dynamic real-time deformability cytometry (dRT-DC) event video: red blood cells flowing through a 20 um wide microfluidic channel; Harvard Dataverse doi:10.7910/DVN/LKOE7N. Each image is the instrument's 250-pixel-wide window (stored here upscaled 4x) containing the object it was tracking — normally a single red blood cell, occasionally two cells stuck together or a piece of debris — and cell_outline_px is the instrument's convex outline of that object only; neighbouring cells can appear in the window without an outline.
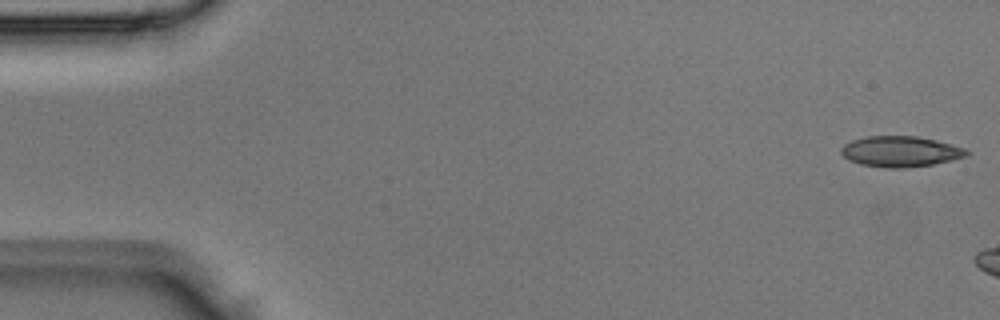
{"species": "Egyptian fruit bat (a non-hibernating species)", "species_latin": "Rousettus aegyptiacus", "temperature_condition": "room temperature", "stored_images_in_passage": 6, "camera_frame_rate_fps": 3000, "um_per_image_px": 0.085, "animal": {"sex": "male"}, "frame": {"image": 1, "passage_image": 1, "time_ms": 0.0, "image_size_px": [1000, 320], "cell_outline_px": [[972, 152], [968, 156], [952, 160], [932, 164], [904, 168], [888, 168], [860, 164], [848, 160], [840, 152], [840, 148], [844, 144], [852, 140], [864, 136], [916, 136], [936, 140], [964, 148]], "centroid_in_image_um": [76.53, 12.87], "position_along_channel_um": 8.5, "area_um2": 22.54}}